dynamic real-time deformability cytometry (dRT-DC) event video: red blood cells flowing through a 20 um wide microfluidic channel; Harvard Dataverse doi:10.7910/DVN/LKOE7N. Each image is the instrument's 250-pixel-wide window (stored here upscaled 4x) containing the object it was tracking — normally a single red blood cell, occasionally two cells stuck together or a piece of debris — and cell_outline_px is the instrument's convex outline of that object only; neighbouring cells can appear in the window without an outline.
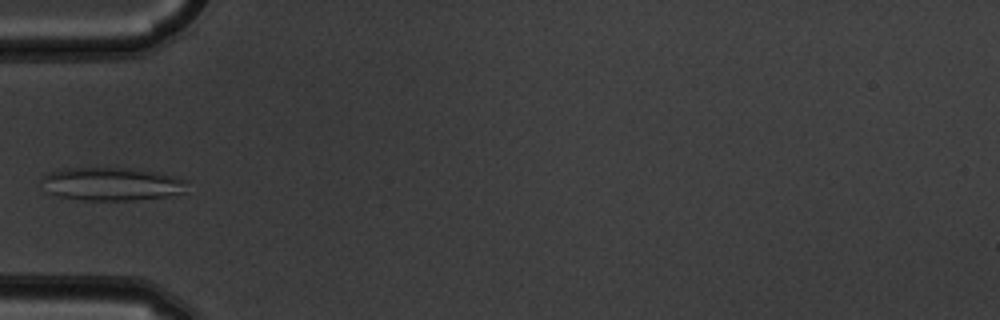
{"species": "common noctule bat (a hibernating species)", "species_latin": "Nyctalus noctula", "temperature_condition": "warm", "stored_images_in_passage": 5, "camera_frame_rate_fps": 3000, "um_per_image_px": 0.085, "animal": {"sex": "male", "body_mass_g": 19.5, "forearm_length_mm": 54.6}, "frame": {"image": 1, "passage_image": 5, "time_ms": 1.333, "image_size_px": [1000, 320], "cell_outline_px": [[188, 180], [184, 192], [168, 196], [132, 200], [84, 200], [60, 196], [48, 192], [40, 180], [48, 172], [64, 168], [124, 168], [152, 172], [176, 176]], "centroid_in_image_um": [9.48, 15.64], "position_along_channel_um": 75.5, "area_um2": 27.92}}